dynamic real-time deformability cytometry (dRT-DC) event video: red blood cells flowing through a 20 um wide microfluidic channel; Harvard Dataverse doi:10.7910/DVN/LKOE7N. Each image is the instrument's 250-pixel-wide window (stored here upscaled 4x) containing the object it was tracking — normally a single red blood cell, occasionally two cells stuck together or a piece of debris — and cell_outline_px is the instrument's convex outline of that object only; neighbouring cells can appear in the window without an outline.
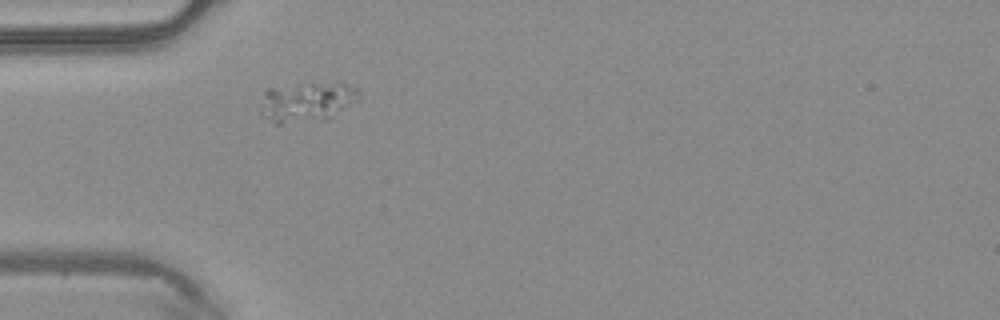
{"species": "common noctule bat (a hibernating species)", "species_latin": "Nyctalus noctula", "temperature_condition": "warm", "stored_images_in_passage": 1, "camera_frame_rate_fps": 3000, "um_per_image_px": 0.085, "animal": {"sex": "male", "body_mass_g": 20.4}, "frame": {"image": 1, "passage_image": 1, "time_ms": 0.0, "image_size_px": [1000, 320], "cell_outline_px": [[360, 100], [328, 120], [280, 124], [276, 124], [264, 116], [260, 112], [260, 108], [264, 92], [268, 88], [336, 80], [356, 84], [360, 88]], "centroid_in_image_um": [26.22, 8.63], "position_along_channel_um": 58.8, "area_um2": 23.93}}